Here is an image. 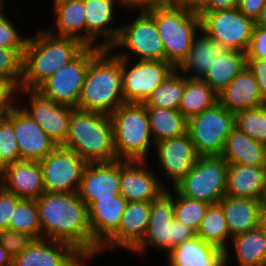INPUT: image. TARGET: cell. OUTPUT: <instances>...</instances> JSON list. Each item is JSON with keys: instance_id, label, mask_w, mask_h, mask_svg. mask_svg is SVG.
<instances>
[{"instance_id": "cell-19", "label": "cell", "mask_w": 266, "mask_h": 266, "mask_svg": "<svg viewBox=\"0 0 266 266\" xmlns=\"http://www.w3.org/2000/svg\"><path fill=\"white\" fill-rule=\"evenodd\" d=\"M147 163L120 160V195L128 202H151L166 190L167 184L157 176L158 170L154 171Z\"/></svg>"}, {"instance_id": "cell-12", "label": "cell", "mask_w": 266, "mask_h": 266, "mask_svg": "<svg viewBox=\"0 0 266 266\" xmlns=\"http://www.w3.org/2000/svg\"><path fill=\"white\" fill-rule=\"evenodd\" d=\"M100 49L86 46L72 61L57 70L36 90L55 103L76 108L90 59Z\"/></svg>"}, {"instance_id": "cell-39", "label": "cell", "mask_w": 266, "mask_h": 266, "mask_svg": "<svg viewBox=\"0 0 266 266\" xmlns=\"http://www.w3.org/2000/svg\"><path fill=\"white\" fill-rule=\"evenodd\" d=\"M235 127L266 146V104L237 112Z\"/></svg>"}, {"instance_id": "cell-18", "label": "cell", "mask_w": 266, "mask_h": 266, "mask_svg": "<svg viewBox=\"0 0 266 266\" xmlns=\"http://www.w3.org/2000/svg\"><path fill=\"white\" fill-rule=\"evenodd\" d=\"M159 174L169 179L173 188L192 169L198 155L188 133L155 143ZM164 176H163V175Z\"/></svg>"}, {"instance_id": "cell-35", "label": "cell", "mask_w": 266, "mask_h": 266, "mask_svg": "<svg viewBox=\"0 0 266 266\" xmlns=\"http://www.w3.org/2000/svg\"><path fill=\"white\" fill-rule=\"evenodd\" d=\"M154 143L187 133V118L179 111L161 107H146Z\"/></svg>"}, {"instance_id": "cell-20", "label": "cell", "mask_w": 266, "mask_h": 266, "mask_svg": "<svg viewBox=\"0 0 266 266\" xmlns=\"http://www.w3.org/2000/svg\"><path fill=\"white\" fill-rule=\"evenodd\" d=\"M83 2L86 17V46L111 48L120 32L121 24L112 27L115 22L118 23L115 16L116 10L118 11L116 5H122L120 0H83ZM99 38L101 41H98Z\"/></svg>"}, {"instance_id": "cell-50", "label": "cell", "mask_w": 266, "mask_h": 266, "mask_svg": "<svg viewBox=\"0 0 266 266\" xmlns=\"http://www.w3.org/2000/svg\"><path fill=\"white\" fill-rule=\"evenodd\" d=\"M238 6V0H208L198 12H212L218 10L234 9Z\"/></svg>"}, {"instance_id": "cell-36", "label": "cell", "mask_w": 266, "mask_h": 266, "mask_svg": "<svg viewBox=\"0 0 266 266\" xmlns=\"http://www.w3.org/2000/svg\"><path fill=\"white\" fill-rule=\"evenodd\" d=\"M218 103V94L202 79L185 76V87L178 110L187 118L200 114Z\"/></svg>"}, {"instance_id": "cell-9", "label": "cell", "mask_w": 266, "mask_h": 266, "mask_svg": "<svg viewBox=\"0 0 266 266\" xmlns=\"http://www.w3.org/2000/svg\"><path fill=\"white\" fill-rule=\"evenodd\" d=\"M139 13L134 20H131L132 22H127V25L122 23L118 39L110 49L112 51L123 49V52L115 53L125 59L134 60L133 57L137 56L139 58H136V61H165L164 44L154 19L144 9L139 10Z\"/></svg>"}, {"instance_id": "cell-16", "label": "cell", "mask_w": 266, "mask_h": 266, "mask_svg": "<svg viewBox=\"0 0 266 266\" xmlns=\"http://www.w3.org/2000/svg\"><path fill=\"white\" fill-rule=\"evenodd\" d=\"M85 258L68 243L41 238L12 259V266H86Z\"/></svg>"}, {"instance_id": "cell-4", "label": "cell", "mask_w": 266, "mask_h": 266, "mask_svg": "<svg viewBox=\"0 0 266 266\" xmlns=\"http://www.w3.org/2000/svg\"><path fill=\"white\" fill-rule=\"evenodd\" d=\"M87 163L111 162L116 159L110 116L99 112L74 109L66 141L61 145Z\"/></svg>"}, {"instance_id": "cell-49", "label": "cell", "mask_w": 266, "mask_h": 266, "mask_svg": "<svg viewBox=\"0 0 266 266\" xmlns=\"http://www.w3.org/2000/svg\"><path fill=\"white\" fill-rule=\"evenodd\" d=\"M266 0H238V10L247 18L256 21Z\"/></svg>"}, {"instance_id": "cell-45", "label": "cell", "mask_w": 266, "mask_h": 266, "mask_svg": "<svg viewBox=\"0 0 266 266\" xmlns=\"http://www.w3.org/2000/svg\"><path fill=\"white\" fill-rule=\"evenodd\" d=\"M22 199L6 190L0 184V231L9 229V221L13 211Z\"/></svg>"}, {"instance_id": "cell-40", "label": "cell", "mask_w": 266, "mask_h": 266, "mask_svg": "<svg viewBox=\"0 0 266 266\" xmlns=\"http://www.w3.org/2000/svg\"><path fill=\"white\" fill-rule=\"evenodd\" d=\"M210 204L181 196L173 188L174 217L196 232Z\"/></svg>"}, {"instance_id": "cell-42", "label": "cell", "mask_w": 266, "mask_h": 266, "mask_svg": "<svg viewBox=\"0 0 266 266\" xmlns=\"http://www.w3.org/2000/svg\"><path fill=\"white\" fill-rule=\"evenodd\" d=\"M20 152L12 123L0 118V171L7 165L20 161Z\"/></svg>"}, {"instance_id": "cell-30", "label": "cell", "mask_w": 266, "mask_h": 266, "mask_svg": "<svg viewBox=\"0 0 266 266\" xmlns=\"http://www.w3.org/2000/svg\"><path fill=\"white\" fill-rule=\"evenodd\" d=\"M221 156L228 164L266 166V146L236 127L226 138Z\"/></svg>"}, {"instance_id": "cell-43", "label": "cell", "mask_w": 266, "mask_h": 266, "mask_svg": "<svg viewBox=\"0 0 266 266\" xmlns=\"http://www.w3.org/2000/svg\"><path fill=\"white\" fill-rule=\"evenodd\" d=\"M4 8V5L0 6V47L25 48L28 36H21L18 27L5 15Z\"/></svg>"}, {"instance_id": "cell-10", "label": "cell", "mask_w": 266, "mask_h": 266, "mask_svg": "<svg viewBox=\"0 0 266 266\" xmlns=\"http://www.w3.org/2000/svg\"><path fill=\"white\" fill-rule=\"evenodd\" d=\"M234 128V113L219 102L187 119V133L198 156L221 155L226 138Z\"/></svg>"}, {"instance_id": "cell-34", "label": "cell", "mask_w": 266, "mask_h": 266, "mask_svg": "<svg viewBox=\"0 0 266 266\" xmlns=\"http://www.w3.org/2000/svg\"><path fill=\"white\" fill-rule=\"evenodd\" d=\"M232 251L237 266H264L266 261V233L257 229L232 237Z\"/></svg>"}, {"instance_id": "cell-15", "label": "cell", "mask_w": 266, "mask_h": 266, "mask_svg": "<svg viewBox=\"0 0 266 266\" xmlns=\"http://www.w3.org/2000/svg\"><path fill=\"white\" fill-rule=\"evenodd\" d=\"M21 97H28L27 101ZM19 99L24 103L19 104ZM17 104L56 142L62 145L69 132L71 113L75 108L58 104L36 89H18ZM28 104V105H27Z\"/></svg>"}, {"instance_id": "cell-56", "label": "cell", "mask_w": 266, "mask_h": 266, "mask_svg": "<svg viewBox=\"0 0 266 266\" xmlns=\"http://www.w3.org/2000/svg\"><path fill=\"white\" fill-rule=\"evenodd\" d=\"M69 1H73V0H53V7L54 8L55 6L59 5V4H62V3H65V2H69Z\"/></svg>"}, {"instance_id": "cell-53", "label": "cell", "mask_w": 266, "mask_h": 266, "mask_svg": "<svg viewBox=\"0 0 266 266\" xmlns=\"http://www.w3.org/2000/svg\"><path fill=\"white\" fill-rule=\"evenodd\" d=\"M0 266H12V257L0 244Z\"/></svg>"}, {"instance_id": "cell-23", "label": "cell", "mask_w": 266, "mask_h": 266, "mask_svg": "<svg viewBox=\"0 0 266 266\" xmlns=\"http://www.w3.org/2000/svg\"><path fill=\"white\" fill-rule=\"evenodd\" d=\"M0 184L21 199L37 200L44 193L39 161L20 160L5 166Z\"/></svg>"}, {"instance_id": "cell-13", "label": "cell", "mask_w": 266, "mask_h": 266, "mask_svg": "<svg viewBox=\"0 0 266 266\" xmlns=\"http://www.w3.org/2000/svg\"><path fill=\"white\" fill-rule=\"evenodd\" d=\"M132 62L134 60L120 57L124 102L144 104L175 68L166 61Z\"/></svg>"}, {"instance_id": "cell-57", "label": "cell", "mask_w": 266, "mask_h": 266, "mask_svg": "<svg viewBox=\"0 0 266 266\" xmlns=\"http://www.w3.org/2000/svg\"><path fill=\"white\" fill-rule=\"evenodd\" d=\"M262 206L266 208V190H265V195L262 201Z\"/></svg>"}, {"instance_id": "cell-6", "label": "cell", "mask_w": 266, "mask_h": 266, "mask_svg": "<svg viewBox=\"0 0 266 266\" xmlns=\"http://www.w3.org/2000/svg\"><path fill=\"white\" fill-rule=\"evenodd\" d=\"M109 116L113 128L116 159L148 161L149 150L155 143L145 105L124 103Z\"/></svg>"}, {"instance_id": "cell-41", "label": "cell", "mask_w": 266, "mask_h": 266, "mask_svg": "<svg viewBox=\"0 0 266 266\" xmlns=\"http://www.w3.org/2000/svg\"><path fill=\"white\" fill-rule=\"evenodd\" d=\"M25 48L0 47V78L10 81L19 89L23 75V53Z\"/></svg>"}, {"instance_id": "cell-5", "label": "cell", "mask_w": 266, "mask_h": 266, "mask_svg": "<svg viewBox=\"0 0 266 266\" xmlns=\"http://www.w3.org/2000/svg\"><path fill=\"white\" fill-rule=\"evenodd\" d=\"M144 10L155 21L164 44L165 61L176 68L188 55L193 39L201 30L200 15L170 1Z\"/></svg>"}, {"instance_id": "cell-24", "label": "cell", "mask_w": 266, "mask_h": 266, "mask_svg": "<svg viewBox=\"0 0 266 266\" xmlns=\"http://www.w3.org/2000/svg\"><path fill=\"white\" fill-rule=\"evenodd\" d=\"M128 201L121 195L92 201L88 221L94 242L101 247L117 230Z\"/></svg>"}, {"instance_id": "cell-7", "label": "cell", "mask_w": 266, "mask_h": 266, "mask_svg": "<svg viewBox=\"0 0 266 266\" xmlns=\"http://www.w3.org/2000/svg\"><path fill=\"white\" fill-rule=\"evenodd\" d=\"M167 186L150 202L149 225L141 243L132 254L142 256L147 248L167 253L185 240L196 237V231L174 217L173 192ZM164 251V252H162Z\"/></svg>"}, {"instance_id": "cell-27", "label": "cell", "mask_w": 266, "mask_h": 266, "mask_svg": "<svg viewBox=\"0 0 266 266\" xmlns=\"http://www.w3.org/2000/svg\"><path fill=\"white\" fill-rule=\"evenodd\" d=\"M266 166L228 164L225 195L263 201Z\"/></svg>"}, {"instance_id": "cell-44", "label": "cell", "mask_w": 266, "mask_h": 266, "mask_svg": "<svg viewBox=\"0 0 266 266\" xmlns=\"http://www.w3.org/2000/svg\"><path fill=\"white\" fill-rule=\"evenodd\" d=\"M34 238L28 234L5 229L0 231V244L9 253L12 259L25 250Z\"/></svg>"}, {"instance_id": "cell-14", "label": "cell", "mask_w": 266, "mask_h": 266, "mask_svg": "<svg viewBox=\"0 0 266 266\" xmlns=\"http://www.w3.org/2000/svg\"><path fill=\"white\" fill-rule=\"evenodd\" d=\"M44 192H78L83 171L88 164L75 152L58 145L39 161Z\"/></svg>"}, {"instance_id": "cell-21", "label": "cell", "mask_w": 266, "mask_h": 266, "mask_svg": "<svg viewBox=\"0 0 266 266\" xmlns=\"http://www.w3.org/2000/svg\"><path fill=\"white\" fill-rule=\"evenodd\" d=\"M78 194L87 206L92 201L120 195V160L88 163Z\"/></svg>"}, {"instance_id": "cell-51", "label": "cell", "mask_w": 266, "mask_h": 266, "mask_svg": "<svg viewBox=\"0 0 266 266\" xmlns=\"http://www.w3.org/2000/svg\"><path fill=\"white\" fill-rule=\"evenodd\" d=\"M123 8L127 7L129 10L130 7L131 9L141 10V9H146L155 5H160L166 2H169V0H120Z\"/></svg>"}, {"instance_id": "cell-31", "label": "cell", "mask_w": 266, "mask_h": 266, "mask_svg": "<svg viewBox=\"0 0 266 266\" xmlns=\"http://www.w3.org/2000/svg\"><path fill=\"white\" fill-rule=\"evenodd\" d=\"M54 26L46 30L55 36L70 37L86 45L85 6L83 0H73L53 8ZM56 30V31H55Z\"/></svg>"}, {"instance_id": "cell-32", "label": "cell", "mask_w": 266, "mask_h": 266, "mask_svg": "<svg viewBox=\"0 0 266 266\" xmlns=\"http://www.w3.org/2000/svg\"><path fill=\"white\" fill-rule=\"evenodd\" d=\"M246 66V53L223 49L202 78L217 94Z\"/></svg>"}, {"instance_id": "cell-55", "label": "cell", "mask_w": 266, "mask_h": 266, "mask_svg": "<svg viewBox=\"0 0 266 266\" xmlns=\"http://www.w3.org/2000/svg\"><path fill=\"white\" fill-rule=\"evenodd\" d=\"M259 227L266 233V208L263 206L260 211Z\"/></svg>"}, {"instance_id": "cell-46", "label": "cell", "mask_w": 266, "mask_h": 266, "mask_svg": "<svg viewBox=\"0 0 266 266\" xmlns=\"http://www.w3.org/2000/svg\"><path fill=\"white\" fill-rule=\"evenodd\" d=\"M246 59H266V27L255 24Z\"/></svg>"}, {"instance_id": "cell-33", "label": "cell", "mask_w": 266, "mask_h": 266, "mask_svg": "<svg viewBox=\"0 0 266 266\" xmlns=\"http://www.w3.org/2000/svg\"><path fill=\"white\" fill-rule=\"evenodd\" d=\"M196 236L222 249L225 252V265H232V259L231 262L229 259L232 256V251L230 252V248H228L231 245L229 241H231L232 237L230 236L223 210L218 203L209 205Z\"/></svg>"}, {"instance_id": "cell-1", "label": "cell", "mask_w": 266, "mask_h": 266, "mask_svg": "<svg viewBox=\"0 0 266 266\" xmlns=\"http://www.w3.org/2000/svg\"><path fill=\"white\" fill-rule=\"evenodd\" d=\"M36 205L41 238L68 243L85 258L100 255L89 226L87 205L78 192H44Z\"/></svg>"}, {"instance_id": "cell-29", "label": "cell", "mask_w": 266, "mask_h": 266, "mask_svg": "<svg viewBox=\"0 0 266 266\" xmlns=\"http://www.w3.org/2000/svg\"><path fill=\"white\" fill-rule=\"evenodd\" d=\"M222 50L223 48L215 40L200 30L199 35L193 39L188 55L175 69L188 78L202 79L214 58Z\"/></svg>"}, {"instance_id": "cell-47", "label": "cell", "mask_w": 266, "mask_h": 266, "mask_svg": "<svg viewBox=\"0 0 266 266\" xmlns=\"http://www.w3.org/2000/svg\"><path fill=\"white\" fill-rule=\"evenodd\" d=\"M17 90L10 81L0 78V118L17 104Z\"/></svg>"}, {"instance_id": "cell-54", "label": "cell", "mask_w": 266, "mask_h": 266, "mask_svg": "<svg viewBox=\"0 0 266 266\" xmlns=\"http://www.w3.org/2000/svg\"><path fill=\"white\" fill-rule=\"evenodd\" d=\"M255 24L266 27V2L263 8L261 9L260 15L255 21Z\"/></svg>"}, {"instance_id": "cell-28", "label": "cell", "mask_w": 266, "mask_h": 266, "mask_svg": "<svg viewBox=\"0 0 266 266\" xmlns=\"http://www.w3.org/2000/svg\"><path fill=\"white\" fill-rule=\"evenodd\" d=\"M218 204L223 210L231 237L259 227L261 200L225 195Z\"/></svg>"}, {"instance_id": "cell-26", "label": "cell", "mask_w": 266, "mask_h": 266, "mask_svg": "<svg viewBox=\"0 0 266 266\" xmlns=\"http://www.w3.org/2000/svg\"><path fill=\"white\" fill-rule=\"evenodd\" d=\"M166 255L168 266H224L225 252L198 236L179 243Z\"/></svg>"}, {"instance_id": "cell-48", "label": "cell", "mask_w": 266, "mask_h": 266, "mask_svg": "<svg viewBox=\"0 0 266 266\" xmlns=\"http://www.w3.org/2000/svg\"><path fill=\"white\" fill-rule=\"evenodd\" d=\"M246 66L253 73L262 98L266 101V59H246Z\"/></svg>"}, {"instance_id": "cell-2", "label": "cell", "mask_w": 266, "mask_h": 266, "mask_svg": "<svg viewBox=\"0 0 266 266\" xmlns=\"http://www.w3.org/2000/svg\"><path fill=\"white\" fill-rule=\"evenodd\" d=\"M80 40L50 34L46 29L29 37L23 53V75L19 89H37L84 48Z\"/></svg>"}, {"instance_id": "cell-25", "label": "cell", "mask_w": 266, "mask_h": 266, "mask_svg": "<svg viewBox=\"0 0 266 266\" xmlns=\"http://www.w3.org/2000/svg\"><path fill=\"white\" fill-rule=\"evenodd\" d=\"M218 102L234 114L266 104L259 85L247 66L218 94Z\"/></svg>"}, {"instance_id": "cell-11", "label": "cell", "mask_w": 266, "mask_h": 266, "mask_svg": "<svg viewBox=\"0 0 266 266\" xmlns=\"http://www.w3.org/2000/svg\"><path fill=\"white\" fill-rule=\"evenodd\" d=\"M197 13L201 17V30L223 49L247 52L254 20L245 17L238 8Z\"/></svg>"}, {"instance_id": "cell-37", "label": "cell", "mask_w": 266, "mask_h": 266, "mask_svg": "<svg viewBox=\"0 0 266 266\" xmlns=\"http://www.w3.org/2000/svg\"><path fill=\"white\" fill-rule=\"evenodd\" d=\"M185 87V76L174 69L145 101V107L178 110Z\"/></svg>"}, {"instance_id": "cell-17", "label": "cell", "mask_w": 266, "mask_h": 266, "mask_svg": "<svg viewBox=\"0 0 266 266\" xmlns=\"http://www.w3.org/2000/svg\"><path fill=\"white\" fill-rule=\"evenodd\" d=\"M5 117L13 125L21 160L41 161L58 146L18 104Z\"/></svg>"}, {"instance_id": "cell-52", "label": "cell", "mask_w": 266, "mask_h": 266, "mask_svg": "<svg viewBox=\"0 0 266 266\" xmlns=\"http://www.w3.org/2000/svg\"><path fill=\"white\" fill-rule=\"evenodd\" d=\"M170 2L183 6L186 9L198 12L208 0H169Z\"/></svg>"}, {"instance_id": "cell-38", "label": "cell", "mask_w": 266, "mask_h": 266, "mask_svg": "<svg viewBox=\"0 0 266 266\" xmlns=\"http://www.w3.org/2000/svg\"><path fill=\"white\" fill-rule=\"evenodd\" d=\"M9 229L28 234L34 239H41L36 200L22 199L17 204L9 221Z\"/></svg>"}, {"instance_id": "cell-3", "label": "cell", "mask_w": 266, "mask_h": 266, "mask_svg": "<svg viewBox=\"0 0 266 266\" xmlns=\"http://www.w3.org/2000/svg\"><path fill=\"white\" fill-rule=\"evenodd\" d=\"M101 48L91 59L76 109L110 115L124 104L120 57Z\"/></svg>"}, {"instance_id": "cell-8", "label": "cell", "mask_w": 266, "mask_h": 266, "mask_svg": "<svg viewBox=\"0 0 266 266\" xmlns=\"http://www.w3.org/2000/svg\"><path fill=\"white\" fill-rule=\"evenodd\" d=\"M227 171L228 162L221 155L198 156L173 188L185 198L217 204L225 196Z\"/></svg>"}, {"instance_id": "cell-22", "label": "cell", "mask_w": 266, "mask_h": 266, "mask_svg": "<svg viewBox=\"0 0 266 266\" xmlns=\"http://www.w3.org/2000/svg\"><path fill=\"white\" fill-rule=\"evenodd\" d=\"M149 216L150 202H128L118 230L100 247V253L118 247L132 252L144 238L149 225Z\"/></svg>"}, {"instance_id": "cell-58", "label": "cell", "mask_w": 266, "mask_h": 266, "mask_svg": "<svg viewBox=\"0 0 266 266\" xmlns=\"http://www.w3.org/2000/svg\"><path fill=\"white\" fill-rule=\"evenodd\" d=\"M4 2H8V0H0V3L2 4V5H5L6 3H4Z\"/></svg>"}]
</instances>
